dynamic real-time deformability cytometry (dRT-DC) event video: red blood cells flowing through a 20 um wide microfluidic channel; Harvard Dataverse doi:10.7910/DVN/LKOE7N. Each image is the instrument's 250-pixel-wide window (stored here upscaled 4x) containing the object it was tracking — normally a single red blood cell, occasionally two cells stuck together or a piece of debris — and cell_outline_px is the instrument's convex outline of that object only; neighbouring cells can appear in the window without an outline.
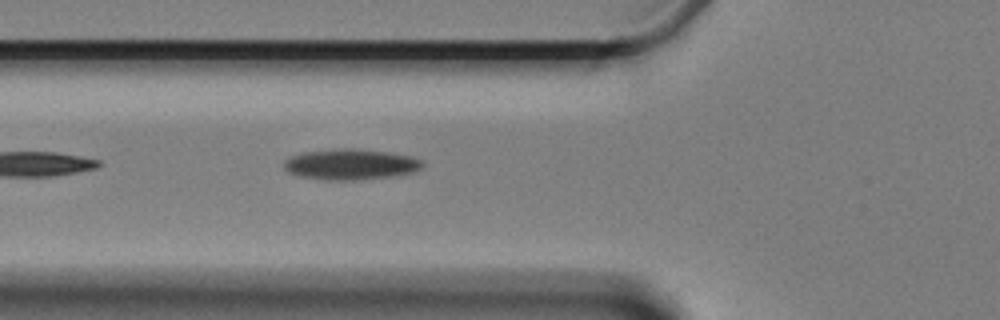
{"species": "Egyptian fruit bat (a non-hibernating species)", "species_latin": "Rousettus aegyptiacus", "temperature_condition": "cold", "stored_images_in_passage": 6, "camera_frame_rate_fps": 3000, "um_per_image_px": 0.085, "animal": {"sex": "female"}, "frame": {"image": 1, "passage_image": 3, "time_ms": 0.667, "image_size_px": [1000, 320], "cell_outline_px": [[424, 164], [420, 168], [412, 172], [396, 176], [360, 180], [324, 180], [300, 176], [288, 172], [284, 168], [284, 160], [288, 156], [304, 152], [344, 148], [352, 148], [388, 152], [408, 156], [420, 160]], "centroid_in_image_um": [29.76, 13.98], "position_along_channel_um": 96.0, "area_um2": 24.8}}